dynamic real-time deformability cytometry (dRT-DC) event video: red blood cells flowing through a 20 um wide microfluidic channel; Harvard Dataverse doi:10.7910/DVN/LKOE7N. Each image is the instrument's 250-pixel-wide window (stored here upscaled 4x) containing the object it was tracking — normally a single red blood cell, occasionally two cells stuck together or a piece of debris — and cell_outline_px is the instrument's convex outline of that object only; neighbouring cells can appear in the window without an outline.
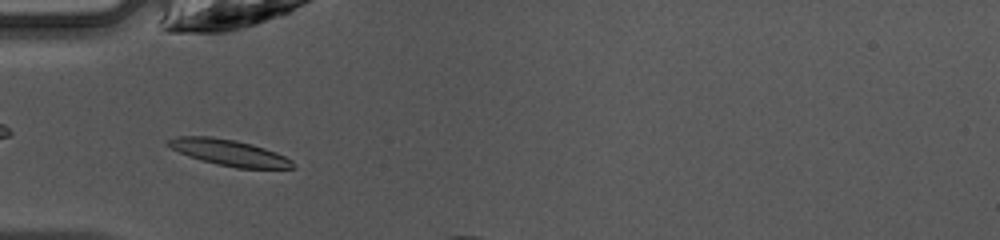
{"species": "common noctule bat (a hibernating species)", "species_latin": "Nyctalus noctula", "temperature_condition": "warm", "stored_images_in_passage": 5, "camera_frame_rate_fps": 3000, "um_per_image_px": 0.085, "animal": {"sex": "female", "body_mass_g": 10.0, "forearm_length_mm": 53.1}, "frame": {"image": 1, "passage_image": 2, "time_ms": 0.333, "image_size_px": [1000, 240], "cell_outline_px": [[296, 168], [236, 168], [216, 164], [188, 156], [172, 148], [164, 140], [176, 136], [212, 136], [236, 140], [252, 144], [276, 152], [292, 160]], "centroid_in_image_um": [19.46, 12.96], "position_along_channel_um": 65.5, "area_um2": 18.96}}